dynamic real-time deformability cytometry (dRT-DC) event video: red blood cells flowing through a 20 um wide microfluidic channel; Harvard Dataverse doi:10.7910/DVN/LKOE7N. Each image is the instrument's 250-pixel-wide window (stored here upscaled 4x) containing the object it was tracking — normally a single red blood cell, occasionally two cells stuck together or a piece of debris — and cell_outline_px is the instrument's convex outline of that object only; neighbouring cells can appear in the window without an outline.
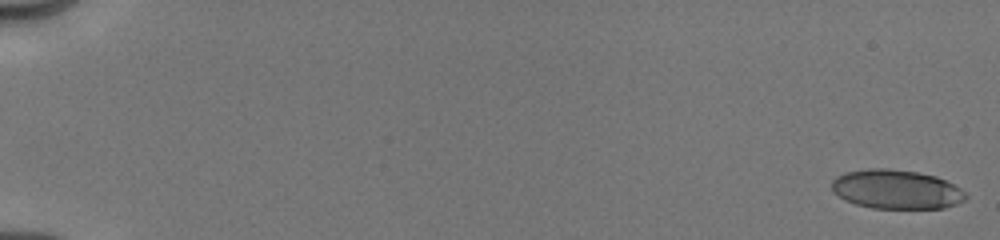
{"species": "human", "species_latin": "Homo sapiens", "temperature_condition": "cold", "stored_images_in_passage": 50, "camera_frame_rate_fps": 3000, "um_per_image_px": 0.085, "donor": {"sex": "male"}, "frame": {"image": 1, "passage_image": 1, "time_ms": 0.0, "image_size_px": [1000, 240], "cell_outline_px": [[968, 196], [964, 200], [956, 204], [944, 208], [872, 208], [856, 204], [844, 200], [832, 192], [832, 180], [836, 176], [844, 172], [868, 168], [888, 168], [916, 172], [936, 176], [960, 188]], "centroid_in_image_um": [76.15, 16.09], "position_along_channel_um": 8.9, "area_um2": 30.63}}
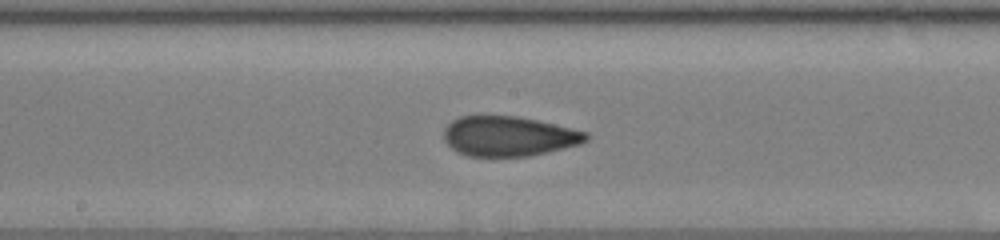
{"frame": {"image": 2, "passage_image": 30, "time_ms": 9.667, "image_size_px": [1000, 240], "cell_outline_px": [[588, 140], [580, 144], [548, 152], [528, 156], [468, 156], [456, 152], [444, 140], [444, 128], [452, 120], [460, 116], [516, 116], [536, 120], [588, 132]], "centroid_in_image_um": [43.23, 11.58], "position_along_channel_um": 205.0, "area_um2": 33.0}}
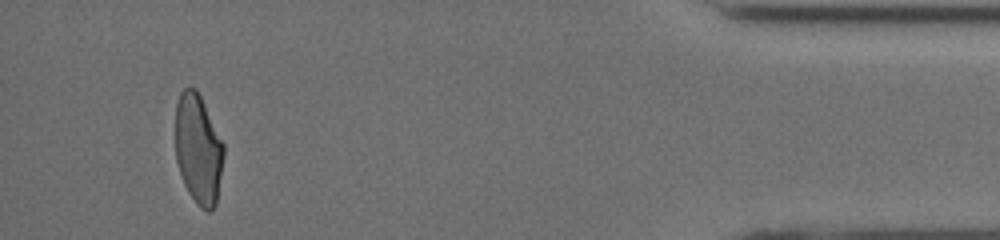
{"frame": {"image": 3, "passage_image": 49, "time_ms": 16.333, "image_size_px": [1000, 240], "cell_outline_px": [[224, 156], [216, 204], [208, 212], [200, 208], [196, 204], [188, 192], [184, 184], [176, 160], [176, 104], [180, 92], [184, 88], [196, 88], [224, 144]], "centroid_in_image_um": [16.85, 12.7], "position_along_channel_um": 418.3, "area_um2": 30.81}, "authors_computed_cell_mechanics": {"area_um2": 31.9345, "velocity_mm_per_s": 4.037, "shape_relaxation_time_tau1_ms": null, "shape_relaxation_time_tau2_ms": 1.322, "deformation_change_tau1": null, "deformation_change_tau2": 0.063}}